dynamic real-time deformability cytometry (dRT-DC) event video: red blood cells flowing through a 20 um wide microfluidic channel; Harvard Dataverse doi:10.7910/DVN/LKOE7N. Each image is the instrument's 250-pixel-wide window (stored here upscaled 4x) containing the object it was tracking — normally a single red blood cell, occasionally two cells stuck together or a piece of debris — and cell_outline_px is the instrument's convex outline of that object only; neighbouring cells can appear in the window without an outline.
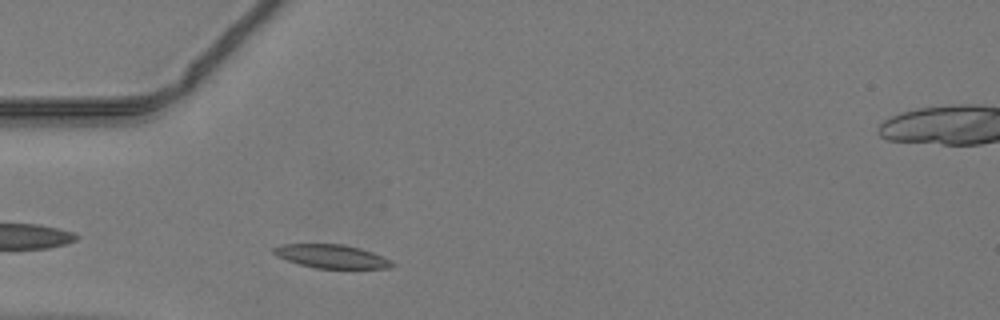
{"species": "common noctule bat (a hibernating species)", "species_latin": "Nyctalus noctula", "temperature_condition": "warm", "stored_images_in_passage": 28, "camera_frame_rate_fps": 3000, "um_per_image_px": 0.085, "animal": {"sex": "male", "body_mass_g": 19.2, "forearm_length_mm": 51.8}, "frame": {"image": 1, "passage_image": 3, "time_ms": 0.667, "image_size_px": [1000, 320], "cell_outline_px": [[396, 264], [392, 268], [316, 268], [300, 264], [276, 256], [272, 252], [272, 248], [280, 244], [344, 244], [360, 248], [384, 256], [392, 260]], "centroid_in_image_um": [28.21, 21.78], "position_along_channel_um": 56.8, "area_um2": 16.36}}
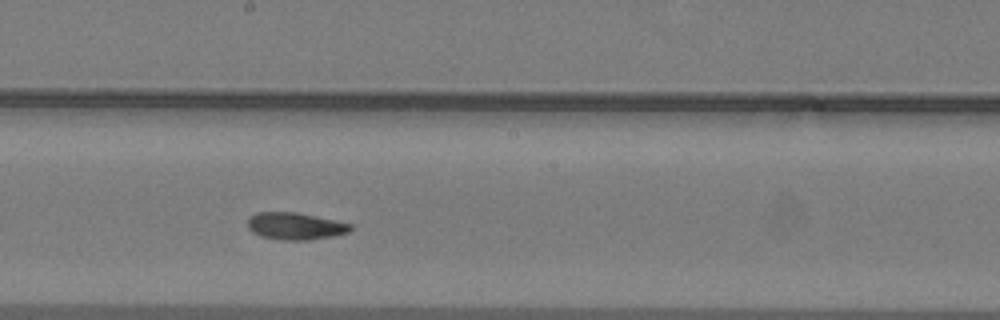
{"frame": {"image": 2, "passage_image": 15, "time_ms": 4.667, "image_size_px": [1000, 320], "cell_outline_px": [[352, 228], [348, 232], [332, 236], [308, 240], [284, 240], [260, 236], [252, 232], [248, 228], [248, 220], [256, 212], [296, 212], [352, 224]], "centroid_in_image_um": [25.08, 19.22], "position_along_channel_um": 223.1, "area_um2": 16.07}}
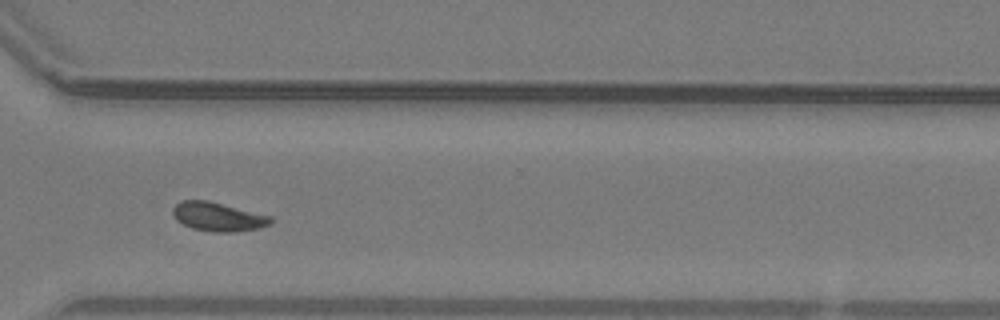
{"frame": {"image": 3, "passage_image": 24, "time_ms": 7.667, "image_size_px": [1000, 320], "cell_outline_px": [[272, 224], [260, 228], [236, 232], [212, 232], [192, 228], [176, 220], [172, 212], [172, 208], [180, 200], [208, 200], [272, 216]], "centroid_in_image_um": [18.55, 18.42], "position_along_channel_um": 352.1, "area_um2": 16.65}}